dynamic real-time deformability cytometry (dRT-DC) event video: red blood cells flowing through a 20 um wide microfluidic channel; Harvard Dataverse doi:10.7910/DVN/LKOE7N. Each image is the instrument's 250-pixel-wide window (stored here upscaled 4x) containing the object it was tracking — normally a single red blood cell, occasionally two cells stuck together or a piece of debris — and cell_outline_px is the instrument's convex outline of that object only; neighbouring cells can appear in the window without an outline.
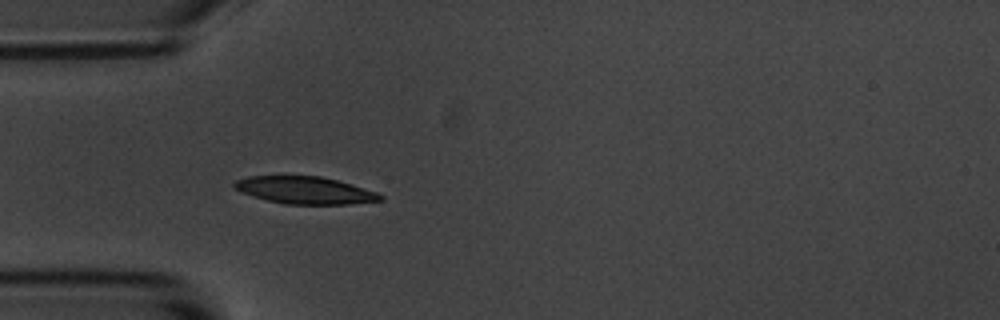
{"species": "common noctule bat (a hibernating species)", "species_latin": "Nyctalus noctula", "temperature_condition": "room temperature", "stored_images_in_passage": 27, "camera_frame_rate_fps": 3000, "um_per_image_px": 0.085, "animal": {"sex": "male", "body_mass_g": 20.1, "forearm_length_mm": 53.5}, "frame": {"image": 1, "passage_image": 5, "time_ms": 1.333, "image_size_px": [1000, 320], "cell_outline_px": [[384, 200], [348, 204], [284, 204], [268, 200], [240, 192], [232, 188], [232, 184], [236, 180], [248, 176], [284, 172], [320, 176], [336, 180], [376, 192], [384, 196]], "centroid_in_image_um": [25.8, 16.11], "position_along_channel_um": 59.2, "area_um2": 24.1}}